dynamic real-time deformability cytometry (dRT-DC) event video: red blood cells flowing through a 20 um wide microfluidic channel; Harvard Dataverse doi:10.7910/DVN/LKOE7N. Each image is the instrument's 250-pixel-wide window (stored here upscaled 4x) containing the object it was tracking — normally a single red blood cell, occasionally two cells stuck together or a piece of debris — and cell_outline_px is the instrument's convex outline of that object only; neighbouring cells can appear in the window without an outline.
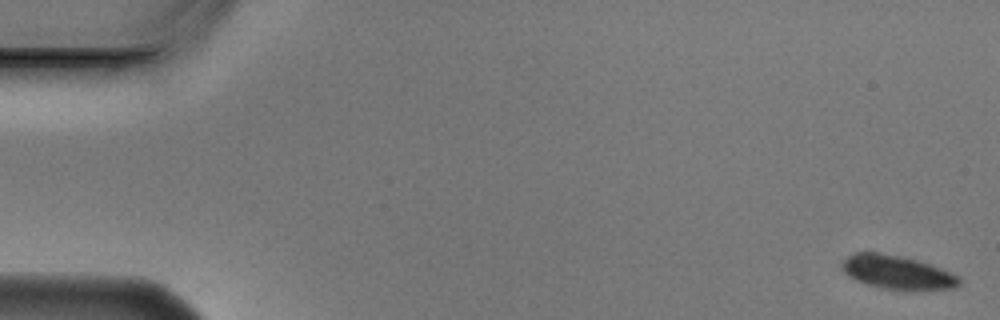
{"species": "Egyptian fruit bat (a non-hibernating species)", "species_latin": "Rousettus aegyptiacus", "temperature_condition": "cold", "stored_images_in_passage": 3, "camera_frame_rate_fps": 3000, "um_per_image_px": 0.085, "animal": {"sex": "male"}, "frame": {"image": 1, "passage_image": 1, "time_ms": 0.0, "image_size_px": [1000, 320], "cell_outline_px": [[960, 284], [952, 288], [880, 288], [856, 280], [848, 276], [840, 268], [840, 264], [848, 256], [856, 252], [876, 252], [904, 256], [940, 268], [956, 276], [960, 280]], "centroid_in_image_um": [76.16, 23.1], "position_along_channel_um": 8.8, "area_um2": 22.25}}